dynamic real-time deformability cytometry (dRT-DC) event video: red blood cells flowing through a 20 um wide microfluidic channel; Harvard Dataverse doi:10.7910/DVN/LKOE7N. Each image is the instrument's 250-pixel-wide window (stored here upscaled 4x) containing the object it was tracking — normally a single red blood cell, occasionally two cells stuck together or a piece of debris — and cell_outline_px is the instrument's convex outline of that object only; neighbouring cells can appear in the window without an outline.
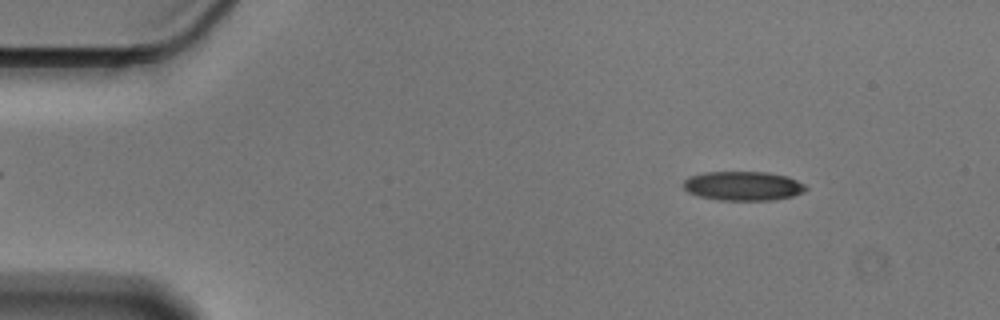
{"species": "Egyptian fruit bat (a non-hibernating species)", "species_latin": "Rousettus aegyptiacus", "temperature_condition": "cold", "stored_images_in_passage": 55, "camera_frame_rate_fps": 3000, "um_per_image_px": 0.085, "animal": {"sex": "male"}, "frame": {"image": 1, "passage_image": 6, "time_ms": 1.667, "image_size_px": [1000, 320], "cell_outline_px": [[808, 188], [804, 192], [792, 196], [772, 200], [716, 200], [700, 196], [688, 192], [684, 188], [684, 180], [688, 176], [704, 172], [768, 172], [788, 176], [804, 184]], "centroid_in_image_um": [63.16, 15.8], "position_along_channel_um": 21.8, "area_um2": 20.92}}
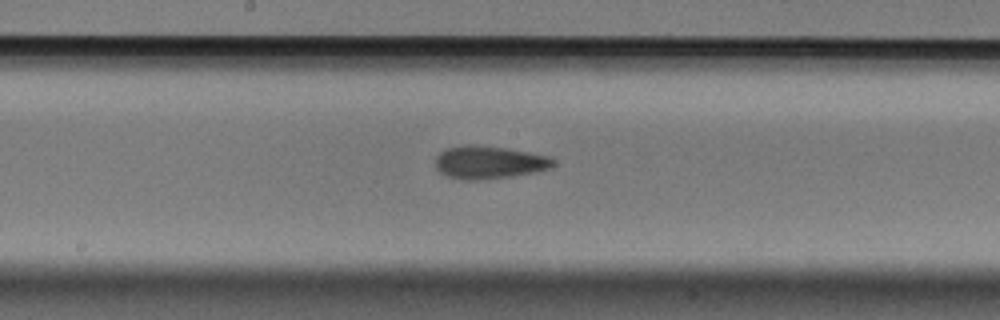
{"frame": {"image": 2, "passage_image": 28, "time_ms": 9.0, "image_size_px": [1000, 320], "cell_outline_px": [[556, 164], [552, 168], [536, 172], [512, 176], [480, 180], [464, 180], [448, 176], [440, 172], [436, 168], [436, 156], [440, 152], [448, 148], [468, 144], [508, 148], [548, 156], [556, 160]], "centroid_in_image_um": [41.61, 13.8], "position_along_channel_um": 206.6, "area_um2": 22.66}}
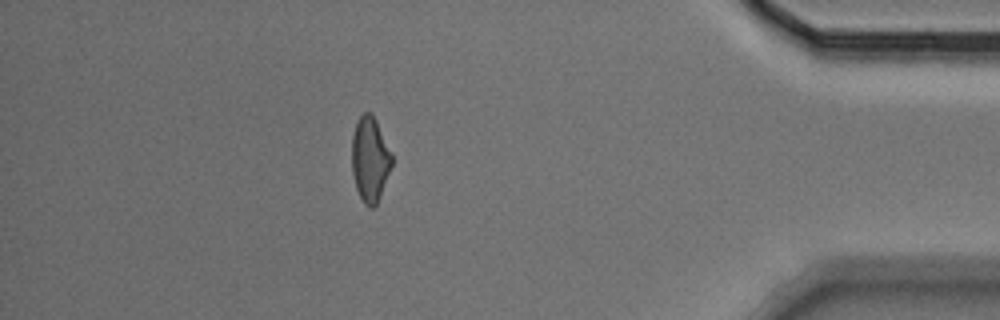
{"frame": {"image": 3, "passage_image": 48, "time_ms": 15.667, "image_size_px": [1000, 320], "cell_outline_px": [[392, 164], [380, 196], [376, 204], [372, 208], [368, 208], [364, 204], [356, 188], [352, 172], [352, 136], [356, 124], [360, 116], [364, 112], [372, 112], [376, 120], [392, 156]], "centroid_in_image_um": [31.43, 13.54], "position_along_channel_um": 403.8, "area_um2": 19.54}, "authors_computed_cell_mechanics": {"area_um2": 21.1548, "velocity_mm_per_s": 3.5871, "shape_relaxation_time_tau1_ms": 7.3426, "shape_relaxation_time_tau2_ms": 3.7593, "deformation_change_tau1": 0.1555, "deformation_change_tau2": 0.1206}}